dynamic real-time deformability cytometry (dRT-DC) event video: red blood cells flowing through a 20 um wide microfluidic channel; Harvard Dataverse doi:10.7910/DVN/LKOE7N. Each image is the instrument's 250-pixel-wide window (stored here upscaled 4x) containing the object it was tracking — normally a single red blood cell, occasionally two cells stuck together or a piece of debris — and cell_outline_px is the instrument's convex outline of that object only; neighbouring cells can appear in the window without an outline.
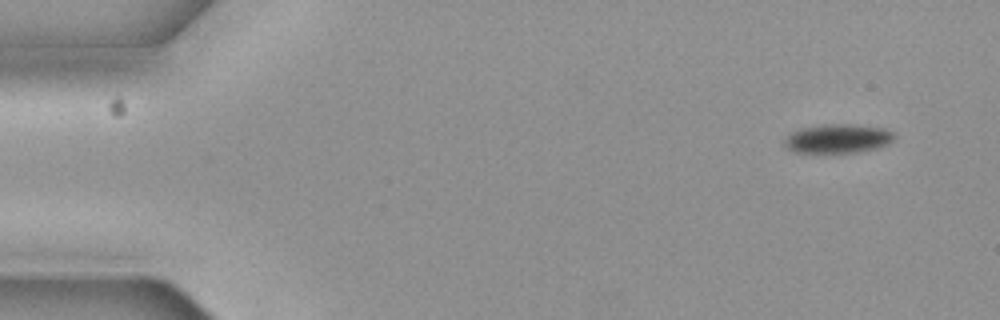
{"species": "common noctule bat (a hibernating species)", "species_latin": "Nyctalus noctula", "temperature_condition": "cold", "stored_images_in_passage": 4, "camera_frame_rate_fps": 3000, "um_per_image_px": 0.085, "animal": {"sex": "female", "body_mass_g": 19.3, "forearm_length_mm": 54.1}, "frame": {"image": 1, "passage_image": 1, "time_ms": 0.0, "image_size_px": [1000, 320], "cell_outline_px": [[896, 136], [888, 144], [880, 148], [860, 152], [796, 152], [788, 148], [784, 144], [784, 140], [792, 132], [804, 128], [824, 124], [844, 124], [884, 128], [896, 132]], "centroid_in_image_um": [71.29, 11.78], "position_along_channel_um": 13.7, "area_um2": 18.44}}
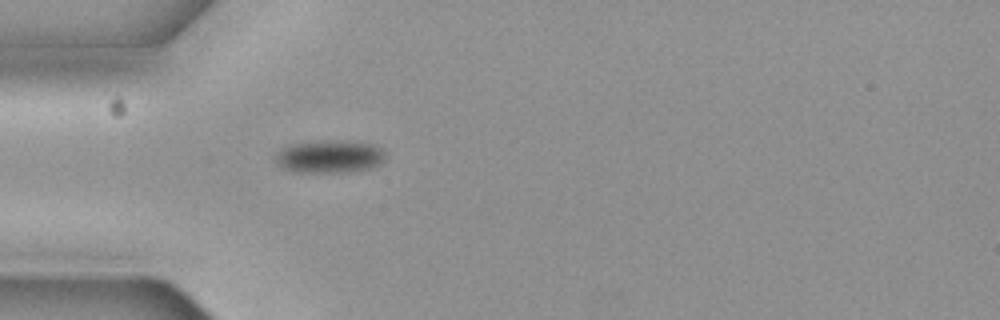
{"frame": {"image": 2, "passage_image": 4, "time_ms": 1.0, "image_size_px": [1000, 320], "cell_outline_px": [[384, 164], [372, 168], [352, 172], [292, 172], [284, 168], [272, 160], [276, 152], [280, 148], [292, 144], [324, 140], [336, 140], [372, 144], [380, 148], [384, 152]], "centroid_in_image_um": [27.99, 13.32], "position_along_channel_um": 57.0, "area_um2": 21.39}}